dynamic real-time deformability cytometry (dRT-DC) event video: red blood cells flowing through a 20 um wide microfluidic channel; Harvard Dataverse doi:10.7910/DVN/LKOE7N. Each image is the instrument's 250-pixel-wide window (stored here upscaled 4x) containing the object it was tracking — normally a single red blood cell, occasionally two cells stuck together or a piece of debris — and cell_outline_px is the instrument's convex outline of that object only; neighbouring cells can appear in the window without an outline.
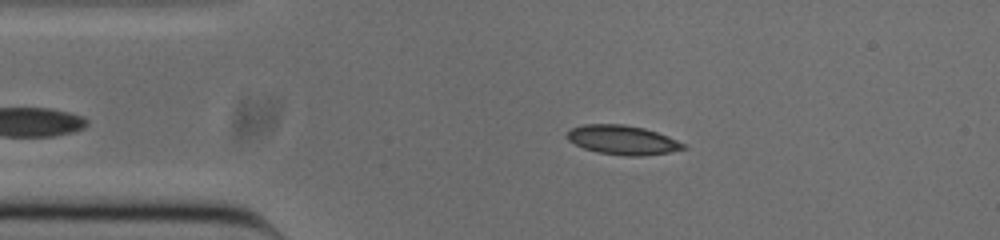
{"species": "common noctule bat (a hibernating species)", "species_latin": "Nyctalus noctula", "temperature_condition": "cold", "stored_images_in_passage": 46, "camera_frame_rate_fps": 3000, "um_per_image_px": 0.085, "animal": {"sex": "male", "body_mass_g": 20.0, "forearm_length_mm": 53.3}, "frame": {"image": 1, "passage_image": 8, "time_ms": 2.333, "image_size_px": [1000, 240], "cell_outline_px": [[688, 148], [668, 152], [640, 156], [628, 156], [600, 152], [584, 148], [568, 140], [568, 132], [572, 128], [584, 124], [624, 124], [644, 128], [668, 136], [684, 144]], "centroid_in_image_um": [52.93, 11.89], "position_along_channel_um": 32.1, "area_um2": 19.48}}
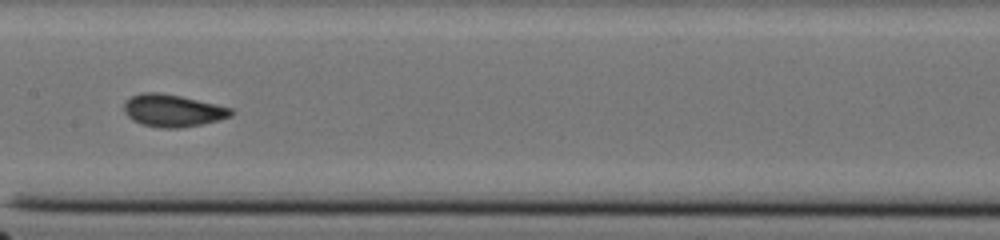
{"frame": {"image": 2, "passage_image": 23, "time_ms": 7.333, "image_size_px": [1000, 240], "cell_outline_px": [[236, 112], [232, 116], [200, 124], [176, 128], [164, 128], [144, 124], [132, 120], [124, 112], [124, 100], [140, 92], [160, 92], [180, 96], [232, 108]], "centroid_in_image_um": [14.66, 9.38], "position_along_channel_um": 192.7, "area_um2": 20.0}}
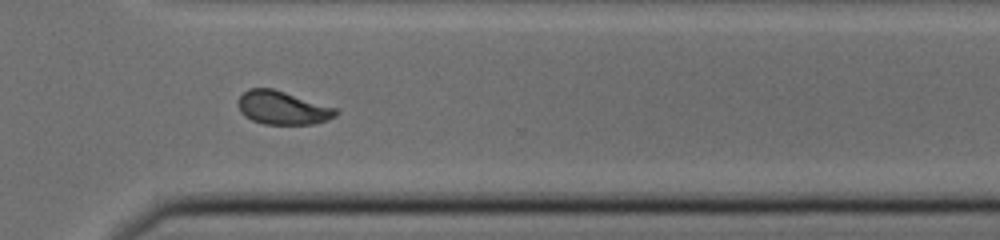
{"frame": {"image": 3, "passage_image": 35, "time_ms": 11.333, "image_size_px": [1000, 240], "cell_outline_px": [[340, 112], [336, 116], [328, 120], [312, 124], [264, 124], [252, 120], [244, 116], [240, 112], [240, 96], [248, 88], [272, 88], [336, 108]], "centroid_in_image_um": [24.04, 9.17], "position_along_channel_um": 346.6, "area_um2": 18.84}, "authors_computed_cell_mechanics": {"area_um2": 19.363, "velocity_mm_per_s": 3.8452, "shape_relaxation_time_tau1_ms": 5.1958, "shape_relaxation_time_tau2_ms": 1.3278, "deformation_change_tau1": 0.13, "deformation_change_tau2": 0.0469}}